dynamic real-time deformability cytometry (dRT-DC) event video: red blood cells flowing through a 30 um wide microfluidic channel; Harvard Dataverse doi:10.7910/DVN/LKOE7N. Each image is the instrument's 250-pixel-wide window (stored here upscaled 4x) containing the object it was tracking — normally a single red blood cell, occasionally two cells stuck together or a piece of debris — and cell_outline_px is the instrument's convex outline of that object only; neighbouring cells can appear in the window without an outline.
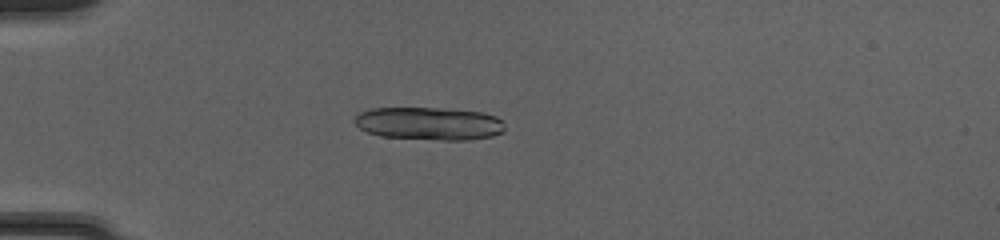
{"species": "common noctule bat (a hibernating species)", "species_latin": "Nyctalus noctula", "temperature_condition": "cold", "stored_images_in_passage": 50, "camera_frame_rate_fps": 3000, "um_per_image_px": 0.085, "animal": {"sex": "female", "body_mass_g": 20.0, "forearm_length_mm": 54.0}, "frame": {"image": 1, "passage_image": 15, "time_ms": 4.667, "image_size_px": [1000, 240], "cell_outline_px": [[504, 132], [492, 136], [468, 140], [444, 140], [380, 136], [368, 132], [360, 128], [356, 124], [356, 116], [360, 112], [372, 108], [436, 108], [480, 112], [496, 116], [500, 120], [504, 128]], "centroid_in_image_um": [36.48, 10.5], "position_along_channel_um": 48.5, "area_um2": 28.5}, "authors_computed_cell_mechanics": {"area_um2": 27.5995, "velocity_mm_per_s": 4.1734, "shape_relaxation_time_tau1_ms": 0.2718, "shape_relaxation_time_tau2_ms": 3.0678, "deformation_change_tau1": 0.2635, "deformation_change_tau2": 0.0644}}